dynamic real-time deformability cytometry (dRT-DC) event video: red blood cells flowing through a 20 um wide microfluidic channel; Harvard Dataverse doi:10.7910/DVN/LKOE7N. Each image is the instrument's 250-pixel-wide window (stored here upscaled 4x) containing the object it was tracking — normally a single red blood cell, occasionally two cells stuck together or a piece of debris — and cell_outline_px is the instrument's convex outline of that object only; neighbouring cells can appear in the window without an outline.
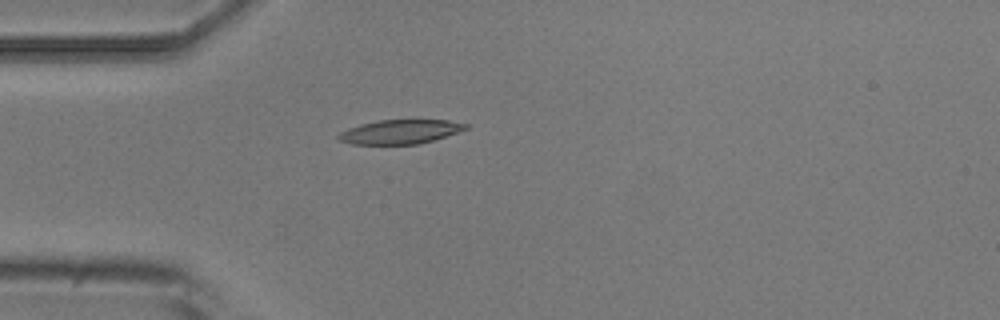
{"species": "common noctule bat (a hibernating species)", "species_latin": "Nyctalus noctula", "temperature_condition": "room temperature", "stored_images_in_passage": 4, "camera_frame_rate_fps": 3000, "um_per_image_px": 0.085, "animal": {"sex": "male", "body_mass_g": 20.5, "forearm_length_mm": 52.5}, "frame": {"image": 1, "passage_image": 4, "time_ms": 3.667, "image_size_px": [1000, 320], "cell_outline_px": [[472, 124], [468, 128], [432, 140], [416, 144], [352, 144], [340, 140], [336, 136], [340, 132], [348, 128], [360, 124], [380, 120], [448, 120]], "centroid_in_image_um": [34.01, 11.19], "position_along_channel_um": 51.0, "area_um2": 17.74}}